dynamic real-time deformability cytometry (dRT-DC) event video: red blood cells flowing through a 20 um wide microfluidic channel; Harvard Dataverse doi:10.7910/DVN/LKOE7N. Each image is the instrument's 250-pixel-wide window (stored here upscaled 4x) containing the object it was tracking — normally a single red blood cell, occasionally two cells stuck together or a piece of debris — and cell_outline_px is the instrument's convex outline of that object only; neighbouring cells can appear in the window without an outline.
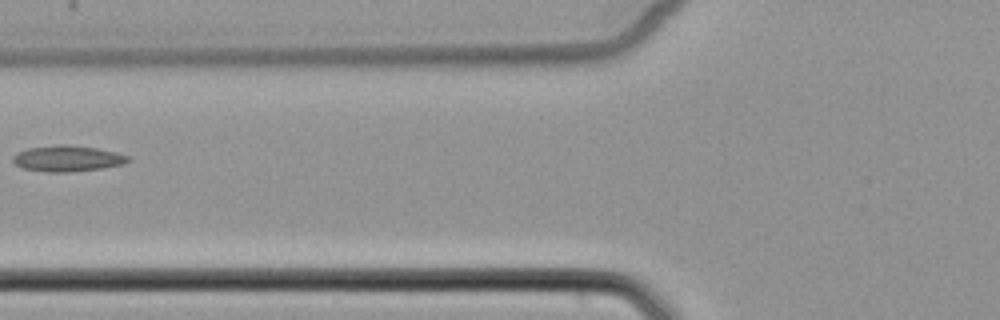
{"species": "common noctule bat (a hibernating species)", "species_latin": "Nyctalus noctula", "temperature_condition": "cold", "stored_images_in_passage": 3, "camera_frame_rate_fps": 3000, "um_per_image_px": 0.085, "animal": {"sex": "female", "body_mass_g": 22.7, "forearm_length_mm": 54.2}, "frame": {"image": 1, "passage_image": 2, "time_ms": 1.333, "image_size_px": [1000, 320], "cell_outline_px": [[132, 160], [124, 164], [100, 168], [68, 172], [48, 172], [20, 168], [12, 160], [12, 156], [16, 152], [28, 148], [60, 144], [64, 144], [96, 148], [116, 152], [128, 156]], "centroid_in_image_um": [5.7, 13.47], "position_along_channel_um": 120.1, "area_um2": 17.46}}
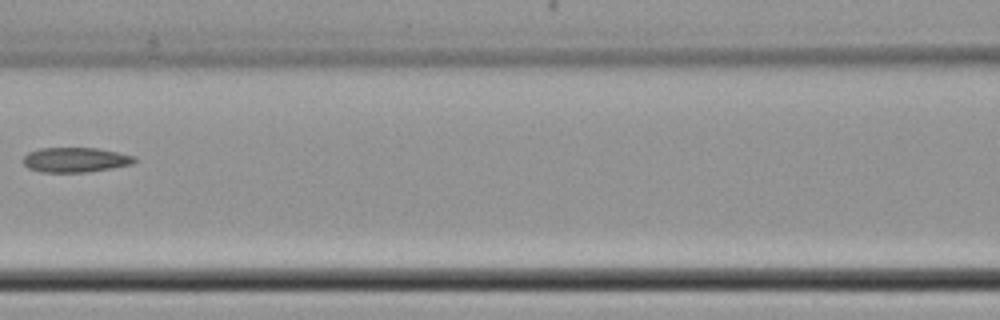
{"frame": {"image": 2, "passage_image": 3, "time_ms": 2.333, "image_size_px": [1000, 320], "cell_outline_px": [[136, 160], [132, 164], [112, 168], [88, 172], [40, 172], [28, 168], [20, 160], [28, 152], [40, 148], [96, 148], [136, 156]], "centroid_in_image_um": [6.37, 13.59], "position_along_channel_um": 160.2, "area_um2": 16.18}}